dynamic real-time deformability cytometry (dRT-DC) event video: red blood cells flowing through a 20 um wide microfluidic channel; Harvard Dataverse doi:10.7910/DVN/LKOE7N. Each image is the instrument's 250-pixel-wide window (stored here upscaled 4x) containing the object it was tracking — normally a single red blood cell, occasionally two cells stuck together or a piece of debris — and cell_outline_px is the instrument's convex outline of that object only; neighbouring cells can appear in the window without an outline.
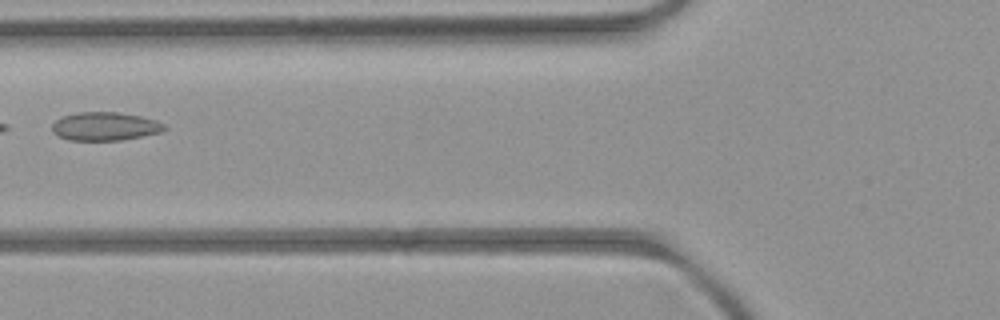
{"species": "common noctule bat (a hibernating species)", "species_latin": "Nyctalus noctula", "temperature_condition": "room temperature", "stored_images_in_passage": 6, "camera_frame_rate_fps": 3000, "um_per_image_px": 0.085, "animal": {"sex": "female", "body_mass_g": 21.9}, "frame": {"image": 1, "passage_image": 6, "time_ms": 5.667, "image_size_px": [1000, 320], "cell_outline_px": [[168, 128], [160, 132], [120, 140], [68, 140], [52, 132], [52, 124], [56, 120], [64, 116], [76, 112], [116, 112], [140, 116], [156, 120], [164, 124]], "centroid_in_image_um": [8.91, 10.73], "position_along_channel_um": 116.9, "area_um2": 18.44}}